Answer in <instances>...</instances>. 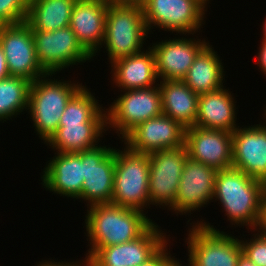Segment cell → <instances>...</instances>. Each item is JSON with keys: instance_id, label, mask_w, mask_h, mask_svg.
I'll list each match as a JSON object with an SVG mask.
<instances>
[{"instance_id": "cell-8", "label": "cell", "mask_w": 266, "mask_h": 266, "mask_svg": "<svg viewBox=\"0 0 266 266\" xmlns=\"http://www.w3.org/2000/svg\"><path fill=\"white\" fill-rule=\"evenodd\" d=\"M117 97L110 106L107 105L106 120L107 131L113 129L119 139L139 123L163 113L159 84L150 88L120 91Z\"/></svg>"}, {"instance_id": "cell-1", "label": "cell", "mask_w": 266, "mask_h": 266, "mask_svg": "<svg viewBox=\"0 0 266 266\" xmlns=\"http://www.w3.org/2000/svg\"><path fill=\"white\" fill-rule=\"evenodd\" d=\"M265 196L266 184L241 170L230 167L217 171L212 202L218 201L231 227L247 226L250 232L257 229Z\"/></svg>"}, {"instance_id": "cell-16", "label": "cell", "mask_w": 266, "mask_h": 266, "mask_svg": "<svg viewBox=\"0 0 266 266\" xmlns=\"http://www.w3.org/2000/svg\"><path fill=\"white\" fill-rule=\"evenodd\" d=\"M241 126L232 132V167L266 184V120Z\"/></svg>"}, {"instance_id": "cell-29", "label": "cell", "mask_w": 266, "mask_h": 266, "mask_svg": "<svg viewBox=\"0 0 266 266\" xmlns=\"http://www.w3.org/2000/svg\"><path fill=\"white\" fill-rule=\"evenodd\" d=\"M253 237L244 240L241 236L240 243L243 254L257 266H266V235L258 229L253 230ZM242 239V240H241Z\"/></svg>"}, {"instance_id": "cell-19", "label": "cell", "mask_w": 266, "mask_h": 266, "mask_svg": "<svg viewBox=\"0 0 266 266\" xmlns=\"http://www.w3.org/2000/svg\"><path fill=\"white\" fill-rule=\"evenodd\" d=\"M54 153L41 172L42 187L54 195L70 197L75 201L81 195L84 183L82 152Z\"/></svg>"}, {"instance_id": "cell-17", "label": "cell", "mask_w": 266, "mask_h": 266, "mask_svg": "<svg viewBox=\"0 0 266 266\" xmlns=\"http://www.w3.org/2000/svg\"><path fill=\"white\" fill-rule=\"evenodd\" d=\"M181 36L154 41L149 45L155 55L159 81L183 80L197 54L208 43L207 39L198 38L195 34L196 39L189 37V34L188 38L184 34Z\"/></svg>"}, {"instance_id": "cell-3", "label": "cell", "mask_w": 266, "mask_h": 266, "mask_svg": "<svg viewBox=\"0 0 266 266\" xmlns=\"http://www.w3.org/2000/svg\"><path fill=\"white\" fill-rule=\"evenodd\" d=\"M56 76L52 73L39 77L31 83L29 92L27 113L35 127L34 133L44 144L56 133L67 103L83 86L74 79L59 80Z\"/></svg>"}, {"instance_id": "cell-7", "label": "cell", "mask_w": 266, "mask_h": 266, "mask_svg": "<svg viewBox=\"0 0 266 266\" xmlns=\"http://www.w3.org/2000/svg\"><path fill=\"white\" fill-rule=\"evenodd\" d=\"M208 4L206 0H145L141 7L149 34L156 27L175 36H192L202 32Z\"/></svg>"}, {"instance_id": "cell-31", "label": "cell", "mask_w": 266, "mask_h": 266, "mask_svg": "<svg viewBox=\"0 0 266 266\" xmlns=\"http://www.w3.org/2000/svg\"><path fill=\"white\" fill-rule=\"evenodd\" d=\"M170 240L147 262L140 266H173L179 259L170 253Z\"/></svg>"}, {"instance_id": "cell-32", "label": "cell", "mask_w": 266, "mask_h": 266, "mask_svg": "<svg viewBox=\"0 0 266 266\" xmlns=\"http://www.w3.org/2000/svg\"><path fill=\"white\" fill-rule=\"evenodd\" d=\"M34 266H88V261L85 258L82 260L76 259V261L73 260L72 262L70 260L68 262L66 260L58 261V259L53 260L52 258H49L48 260L42 259V261L38 263L36 262V265Z\"/></svg>"}, {"instance_id": "cell-27", "label": "cell", "mask_w": 266, "mask_h": 266, "mask_svg": "<svg viewBox=\"0 0 266 266\" xmlns=\"http://www.w3.org/2000/svg\"><path fill=\"white\" fill-rule=\"evenodd\" d=\"M86 86L83 85L71 97L60 117V124L107 122L106 107L99 103L95 93Z\"/></svg>"}, {"instance_id": "cell-28", "label": "cell", "mask_w": 266, "mask_h": 266, "mask_svg": "<svg viewBox=\"0 0 266 266\" xmlns=\"http://www.w3.org/2000/svg\"><path fill=\"white\" fill-rule=\"evenodd\" d=\"M31 81L9 76L0 80V122L13 121L28 109ZM13 118V119H12Z\"/></svg>"}, {"instance_id": "cell-25", "label": "cell", "mask_w": 266, "mask_h": 266, "mask_svg": "<svg viewBox=\"0 0 266 266\" xmlns=\"http://www.w3.org/2000/svg\"><path fill=\"white\" fill-rule=\"evenodd\" d=\"M207 41L183 78L185 84L198 95L213 92L225 85L223 83L227 71H224L218 52Z\"/></svg>"}, {"instance_id": "cell-14", "label": "cell", "mask_w": 266, "mask_h": 266, "mask_svg": "<svg viewBox=\"0 0 266 266\" xmlns=\"http://www.w3.org/2000/svg\"><path fill=\"white\" fill-rule=\"evenodd\" d=\"M185 128L161 114L136 125L120 141L136 153L149 154L184 146Z\"/></svg>"}, {"instance_id": "cell-30", "label": "cell", "mask_w": 266, "mask_h": 266, "mask_svg": "<svg viewBox=\"0 0 266 266\" xmlns=\"http://www.w3.org/2000/svg\"><path fill=\"white\" fill-rule=\"evenodd\" d=\"M29 0H0V25L24 22Z\"/></svg>"}, {"instance_id": "cell-18", "label": "cell", "mask_w": 266, "mask_h": 266, "mask_svg": "<svg viewBox=\"0 0 266 266\" xmlns=\"http://www.w3.org/2000/svg\"><path fill=\"white\" fill-rule=\"evenodd\" d=\"M188 157L219 171L232 167V132L197 126L185 129Z\"/></svg>"}, {"instance_id": "cell-22", "label": "cell", "mask_w": 266, "mask_h": 266, "mask_svg": "<svg viewBox=\"0 0 266 266\" xmlns=\"http://www.w3.org/2000/svg\"><path fill=\"white\" fill-rule=\"evenodd\" d=\"M225 86L198 97V115L194 126L233 132L239 126L235 96ZM234 96V97H233Z\"/></svg>"}, {"instance_id": "cell-21", "label": "cell", "mask_w": 266, "mask_h": 266, "mask_svg": "<svg viewBox=\"0 0 266 266\" xmlns=\"http://www.w3.org/2000/svg\"><path fill=\"white\" fill-rule=\"evenodd\" d=\"M146 48L138 54L111 63L110 74L114 88L126 91L150 88L159 84L154 52L149 44Z\"/></svg>"}, {"instance_id": "cell-35", "label": "cell", "mask_w": 266, "mask_h": 266, "mask_svg": "<svg viewBox=\"0 0 266 266\" xmlns=\"http://www.w3.org/2000/svg\"><path fill=\"white\" fill-rule=\"evenodd\" d=\"M262 234L266 235V196L264 198V202L262 205V213L259 222V226L257 228Z\"/></svg>"}, {"instance_id": "cell-11", "label": "cell", "mask_w": 266, "mask_h": 266, "mask_svg": "<svg viewBox=\"0 0 266 266\" xmlns=\"http://www.w3.org/2000/svg\"><path fill=\"white\" fill-rule=\"evenodd\" d=\"M187 158L185 146L149 153L150 205L162 207L163 210L167 208V211L175 213L178 185Z\"/></svg>"}, {"instance_id": "cell-5", "label": "cell", "mask_w": 266, "mask_h": 266, "mask_svg": "<svg viewBox=\"0 0 266 266\" xmlns=\"http://www.w3.org/2000/svg\"><path fill=\"white\" fill-rule=\"evenodd\" d=\"M189 218L185 243L187 266H237L243 253L240 236L236 237L203 220ZM192 221L191 223H189ZM206 221V222H205ZM191 227V228H189Z\"/></svg>"}, {"instance_id": "cell-2", "label": "cell", "mask_w": 266, "mask_h": 266, "mask_svg": "<svg viewBox=\"0 0 266 266\" xmlns=\"http://www.w3.org/2000/svg\"><path fill=\"white\" fill-rule=\"evenodd\" d=\"M85 236L89 247H108L140 237L155 221L145 212L111 203L87 207Z\"/></svg>"}, {"instance_id": "cell-33", "label": "cell", "mask_w": 266, "mask_h": 266, "mask_svg": "<svg viewBox=\"0 0 266 266\" xmlns=\"http://www.w3.org/2000/svg\"><path fill=\"white\" fill-rule=\"evenodd\" d=\"M258 54L256 53L257 60L255 62V65L259 66L258 69L266 76V41H262L260 39V46L257 49Z\"/></svg>"}, {"instance_id": "cell-10", "label": "cell", "mask_w": 266, "mask_h": 266, "mask_svg": "<svg viewBox=\"0 0 266 266\" xmlns=\"http://www.w3.org/2000/svg\"><path fill=\"white\" fill-rule=\"evenodd\" d=\"M169 236V237H168ZM156 222L133 241L108 247H89L88 266H140L152 258L169 240Z\"/></svg>"}, {"instance_id": "cell-40", "label": "cell", "mask_w": 266, "mask_h": 266, "mask_svg": "<svg viewBox=\"0 0 266 266\" xmlns=\"http://www.w3.org/2000/svg\"><path fill=\"white\" fill-rule=\"evenodd\" d=\"M180 262H182V261L178 260L173 266H183V264ZM184 266H186V265H184Z\"/></svg>"}, {"instance_id": "cell-12", "label": "cell", "mask_w": 266, "mask_h": 266, "mask_svg": "<svg viewBox=\"0 0 266 266\" xmlns=\"http://www.w3.org/2000/svg\"><path fill=\"white\" fill-rule=\"evenodd\" d=\"M109 146V147H108ZM84 183L81 195L77 198L86 202V207L111 203L115 175V147L99 144L82 151ZM82 200V201H81Z\"/></svg>"}, {"instance_id": "cell-37", "label": "cell", "mask_w": 266, "mask_h": 266, "mask_svg": "<svg viewBox=\"0 0 266 266\" xmlns=\"http://www.w3.org/2000/svg\"><path fill=\"white\" fill-rule=\"evenodd\" d=\"M237 266H257L252 261H250L247 256H245L243 253L241 254Z\"/></svg>"}, {"instance_id": "cell-38", "label": "cell", "mask_w": 266, "mask_h": 266, "mask_svg": "<svg viewBox=\"0 0 266 266\" xmlns=\"http://www.w3.org/2000/svg\"><path fill=\"white\" fill-rule=\"evenodd\" d=\"M261 29L263 30V35H261V36H263V37H261V39H262V41H266V16H265V19H264V21L262 22V25H261Z\"/></svg>"}, {"instance_id": "cell-24", "label": "cell", "mask_w": 266, "mask_h": 266, "mask_svg": "<svg viewBox=\"0 0 266 266\" xmlns=\"http://www.w3.org/2000/svg\"><path fill=\"white\" fill-rule=\"evenodd\" d=\"M159 83L163 114L185 129L193 127L198 115L199 95L183 80H164Z\"/></svg>"}, {"instance_id": "cell-6", "label": "cell", "mask_w": 266, "mask_h": 266, "mask_svg": "<svg viewBox=\"0 0 266 266\" xmlns=\"http://www.w3.org/2000/svg\"><path fill=\"white\" fill-rule=\"evenodd\" d=\"M149 166V154L133 152L125 145L122 150L115 148V175L111 204L147 214V208L152 207L149 201Z\"/></svg>"}, {"instance_id": "cell-34", "label": "cell", "mask_w": 266, "mask_h": 266, "mask_svg": "<svg viewBox=\"0 0 266 266\" xmlns=\"http://www.w3.org/2000/svg\"><path fill=\"white\" fill-rule=\"evenodd\" d=\"M10 76L8 71L6 57L4 55L2 46L0 45V80L5 79Z\"/></svg>"}, {"instance_id": "cell-36", "label": "cell", "mask_w": 266, "mask_h": 266, "mask_svg": "<svg viewBox=\"0 0 266 266\" xmlns=\"http://www.w3.org/2000/svg\"><path fill=\"white\" fill-rule=\"evenodd\" d=\"M106 4L142 5L145 0H103Z\"/></svg>"}, {"instance_id": "cell-39", "label": "cell", "mask_w": 266, "mask_h": 266, "mask_svg": "<svg viewBox=\"0 0 266 266\" xmlns=\"http://www.w3.org/2000/svg\"><path fill=\"white\" fill-rule=\"evenodd\" d=\"M263 111H264V112H263L264 114H262L263 117H262L261 119H262V120H264V119L266 120V106H265V108L263 109Z\"/></svg>"}, {"instance_id": "cell-13", "label": "cell", "mask_w": 266, "mask_h": 266, "mask_svg": "<svg viewBox=\"0 0 266 266\" xmlns=\"http://www.w3.org/2000/svg\"><path fill=\"white\" fill-rule=\"evenodd\" d=\"M0 45L6 57L10 76L34 82L47 74L38 62L32 29L25 21L0 25Z\"/></svg>"}, {"instance_id": "cell-20", "label": "cell", "mask_w": 266, "mask_h": 266, "mask_svg": "<svg viewBox=\"0 0 266 266\" xmlns=\"http://www.w3.org/2000/svg\"><path fill=\"white\" fill-rule=\"evenodd\" d=\"M107 8L103 0H77L72 10L69 27L92 56L104 41Z\"/></svg>"}, {"instance_id": "cell-15", "label": "cell", "mask_w": 266, "mask_h": 266, "mask_svg": "<svg viewBox=\"0 0 266 266\" xmlns=\"http://www.w3.org/2000/svg\"><path fill=\"white\" fill-rule=\"evenodd\" d=\"M216 174L217 170L214 168L187 158L175 199L176 216L179 214L190 217L212 202Z\"/></svg>"}, {"instance_id": "cell-4", "label": "cell", "mask_w": 266, "mask_h": 266, "mask_svg": "<svg viewBox=\"0 0 266 266\" xmlns=\"http://www.w3.org/2000/svg\"><path fill=\"white\" fill-rule=\"evenodd\" d=\"M148 35L141 5L108 4L104 41L93 58L101 48L106 49L103 52L107 53L109 64L138 54L145 50Z\"/></svg>"}, {"instance_id": "cell-23", "label": "cell", "mask_w": 266, "mask_h": 266, "mask_svg": "<svg viewBox=\"0 0 266 266\" xmlns=\"http://www.w3.org/2000/svg\"><path fill=\"white\" fill-rule=\"evenodd\" d=\"M106 133L107 122L59 124L46 146L54 152L78 153L97 147Z\"/></svg>"}, {"instance_id": "cell-9", "label": "cell", "mask_w": 266, "mask_h": 266, "mask_svg": "<svg viewBox=\"0 0 266 266\" xmlns=\"http://www.w3.org/2000/svg\"><path fill=\"white\" fill-rule=\"evenodd\" d=\"M32 35L38 62L47 74L64 73L66 68L94 60L69 26L55 31L32 29Z\"/></svg>"}, {"instance_id": "cell-26", "label": "cell", "mask_w": 266, "mask_h": 266, "mask_svg": "<svg viewBox=\"0 0 266 266\" xmlns=\"http://www.w3.org/2000/svg\"><path fill=\"white\" fill-rule=\"evenodd\" d=\"M77 0H29L25 22L33 30L55 31L68 27Z\"/></svg>"}]
</instances>
